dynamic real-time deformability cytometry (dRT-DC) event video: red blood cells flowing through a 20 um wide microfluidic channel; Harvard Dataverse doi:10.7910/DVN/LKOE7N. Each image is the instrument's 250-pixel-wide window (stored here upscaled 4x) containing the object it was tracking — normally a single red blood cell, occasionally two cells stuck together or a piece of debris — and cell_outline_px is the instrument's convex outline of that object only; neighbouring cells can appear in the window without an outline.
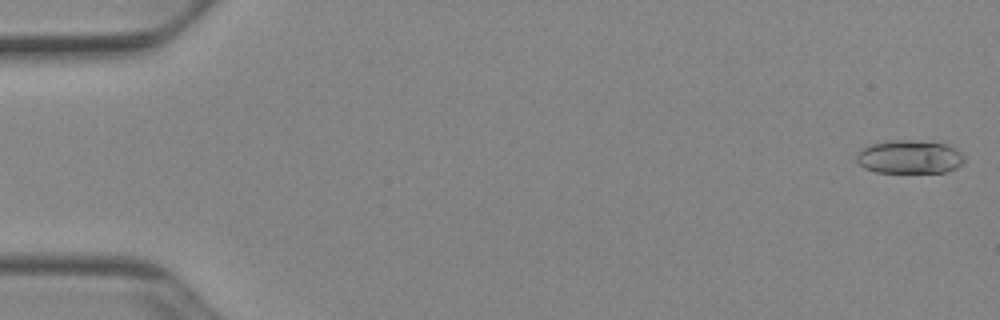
{"species": "Egyptian fruit bat (a non-hibernating species)", "species_latin": "Rousettus aegyptiacus", "temperature_condition": "cold", "stored_images_in_passage": 51, "camera_frame_rate_fps": 3000, "um_per_image_px": 0.085, "animal": {"sex": "female"}, "frame": {"image": 1, "passage_image": 1, "time_ms": 0.0, "image_size_px": [1000, 320], "cell_outline_px": [[964, 160], [956, 168], [944, 172], [876, 172], [864, 168], [856, 160], [856, 152], [860, 148], [872, 144], [888, 140], [912, 140], [944, 144], [960, 152], [964, 156]], "centroid_in_image_um": [77.24, 13.34], "position_along_channel_um": 7.8, "area_um2": 20.87}}
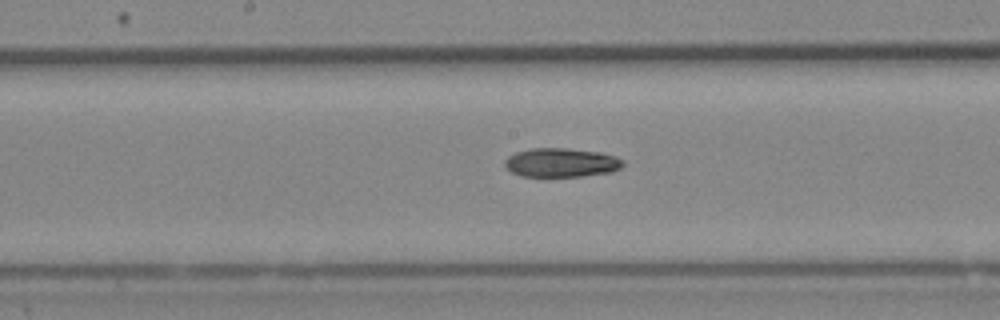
{"frame": {"image": 2, "passage_image": 27, "time_ms": 8.667, "image_size_px": [1000, 320], "cell_outline_px": [[624, 164], [620, 168], [612, 172], [584, 176], [520, 176], [512, 172], [504, 164], [504, 160], [508, 156], [516, 152], [528, 148], [568, 148], [600, 152], [616, 156], [624, 160]], "centroid_in_image_um": [47.72, 13.81], "position_along_channel_um": 200.5, "area_um2": 20.11}}
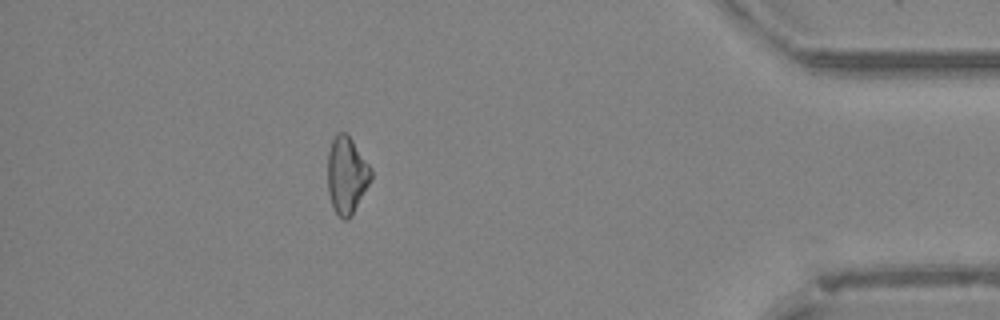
{"frame": {"image": 3, "passage_image": 46, "time_ms": 15.0, "image_size_px": [1000, 320], "cell_outline_px": [[372, 180], [352, 216], [348, 220], [344, 220], [336, 212], [332, 204], [328, 192], [328, 152], [332, 140], [336, 132], [348, 132], [372, 168]], "centroid_in_image_um": [29.5, 14.86], "position_along_channel_um": 405.7, "area_um2": 19.88}}